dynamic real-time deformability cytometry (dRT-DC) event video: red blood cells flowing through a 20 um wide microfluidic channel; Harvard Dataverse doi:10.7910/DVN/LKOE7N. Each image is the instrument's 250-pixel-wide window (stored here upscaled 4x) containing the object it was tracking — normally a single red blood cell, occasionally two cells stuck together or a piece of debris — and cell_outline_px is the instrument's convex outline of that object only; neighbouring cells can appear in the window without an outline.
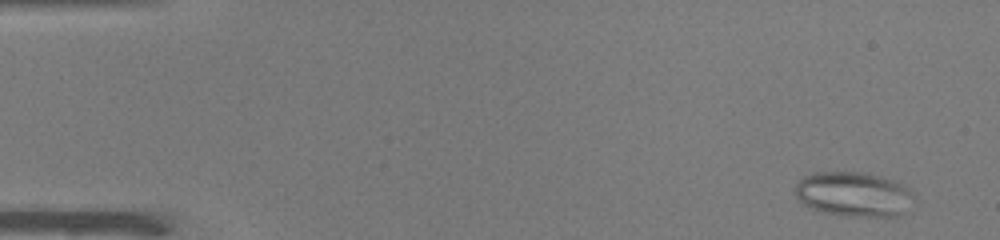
{"species": "common noctule bat (a hibernating species)", "species_latin": "Nyctalus noctula", "temperature_condition": "warm", "stored_images_in_passage": 52, "camera_frame_rate_fps": 3000, "um_per_image_px": 0.085, "animal": {"sex": "male", "body_mass_g": 19.0, "forearm_length_mm": 50.8}, "frame": {"image": 1, "passage_image": 4, "time_ms": 1.0, "image_size_px": [1000, 240], "cell_outline_px": [[908, 192], [904, 212], [892, 216], [848, 216], [824, 212], [812, 208], [804, 204], [796, 196], [796, 184], [804, 176], [816, 172], [860, 172], [892, 180], [908, 188]], "centroid_in_image_um": [72.44, 16.5], "position_along_channel_um": 12.6, "area_um2": 29.71}}
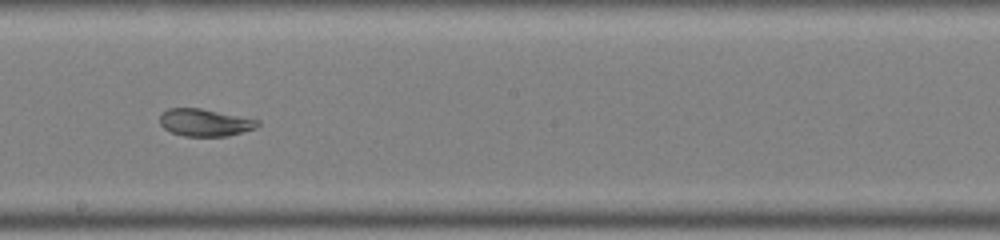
{"frame": {"image": 2, "passage_image": 30, "time_ms": 9.667, "image_size_px": [1000, 240], "cell_outline_px": [[260, 124], [256, 128], [228, 136], [184, 136], [172, 132], [164, 128], [160, 124], [160, 116], [168, 108], [200, 108], [260, 120]], "centroid_in_image_um": [17.43, 10.42], "position_along_channel_um": 230.8, "area_um2": 15.49}}
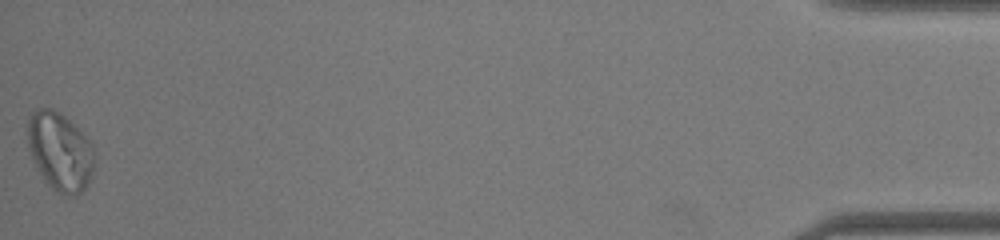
{"frame": {"image": 3, "passage_image": 52, "time_ms": 17.0, "image_size_px": [1000, 240], "cell_outline_px": [[92, 176], [88, 184], [76, 196], [72, 196], [56, 192], [48, 184], [36, 164], [28, 148], [28, 120], [32, 112], [36, 108], [52, 108], [60, 112], [92, 144]], "centroid_in_image_um": [5.08, 12.87], "position_along_channel_um": 430.1, "area_um2": 29.77}}